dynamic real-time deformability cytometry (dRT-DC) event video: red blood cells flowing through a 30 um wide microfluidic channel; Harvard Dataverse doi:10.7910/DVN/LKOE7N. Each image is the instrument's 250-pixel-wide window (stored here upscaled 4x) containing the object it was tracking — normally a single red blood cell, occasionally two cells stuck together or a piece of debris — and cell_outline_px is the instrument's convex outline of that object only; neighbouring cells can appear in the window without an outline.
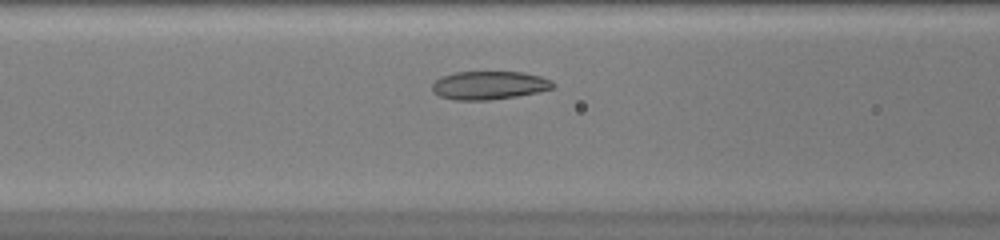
{"species": "common noctule bat (a hibernating species)", "species_latin": "Nyctalus noctula", "temperature_condition": "warm", "stored_images_in_passage": 35, "camera_frame_rate_fps": 3000, "um_per_image_px": 0.085, "animal": {"sex": "female", "body_mass_g": 20.0, "forearm_length_mm": 54.0}, "frame": {"image": 1, "passage_image": 9, "time_ms": 2.667, "image_size_px": [1000, 240], "cell_outline_px": [[552, 88], [536, 92], [516, 96], [488, 100], [456, 100], [440, 96], [432, 88], [432, 84], [436, 80], [444, 76], [456, 72], [520, 72], [540, 76], [548, 80], [552, 84]], "centroid_in_image_um": [41.54, 7.25], "position_along_channel_um": 125.1, "area_um2": 19.42}}
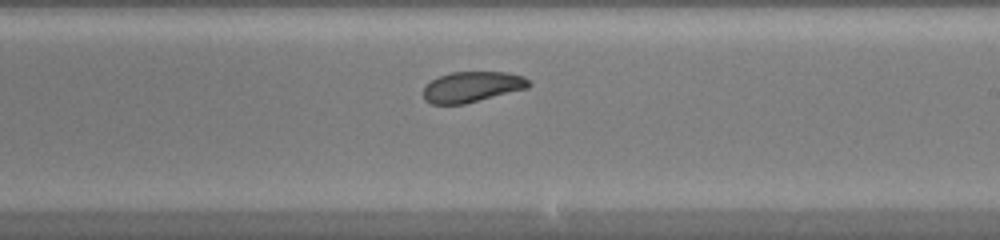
{"frame": {"image": 2, "passage_image": 18, "time_ms": 5.667, "image_size_px": [1000, 240], "cell_outline_px": [[532, 84], [528, 88], [464, 104], [432, 104], [424, 96], [424, 88], [432, 80], [440, 76], [452, 72], [504, 72], [524, 76]], "centroid_in_image_um": [40.17, 7.38], "position_along_channel_um": 248.8, "area_um2": 18.55}}
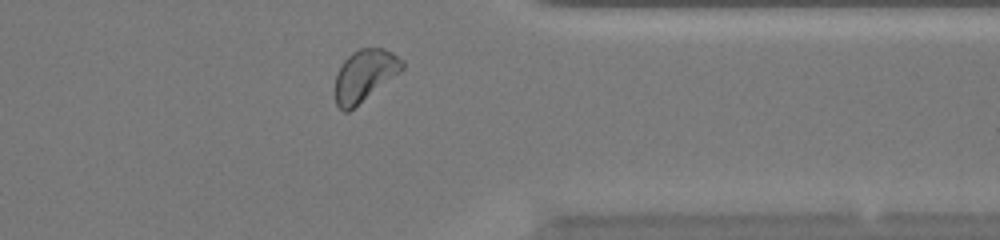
{"frame": {"image": 3, "passage_image": 28, "time_ms": 9.0, "image_size_px": [1000, 240], "cell_outline_px": [[404, 68], [400, 72], [348, 112], [344, 112], [336, 104], [336, 76], [344, 60], [352, 52], [360, 48], [380, 48], [392, 52], [404, 60]], "centroid_in_image_um": [31.01, 6.4], "position_along_channel_um": 380.4, "area_um2": 19.88}, "authors_computed_cell_mechanics": {"area_um2": 19.4208, "velocity_mm_per_s": 4.1392, "shape_relaxation_time_tau1_ms": null, "shape_relaxation_time_tau2_ms": 1.7665, "deformation_change_tau1": null, "deformation_change_tau2": 0.0648}}